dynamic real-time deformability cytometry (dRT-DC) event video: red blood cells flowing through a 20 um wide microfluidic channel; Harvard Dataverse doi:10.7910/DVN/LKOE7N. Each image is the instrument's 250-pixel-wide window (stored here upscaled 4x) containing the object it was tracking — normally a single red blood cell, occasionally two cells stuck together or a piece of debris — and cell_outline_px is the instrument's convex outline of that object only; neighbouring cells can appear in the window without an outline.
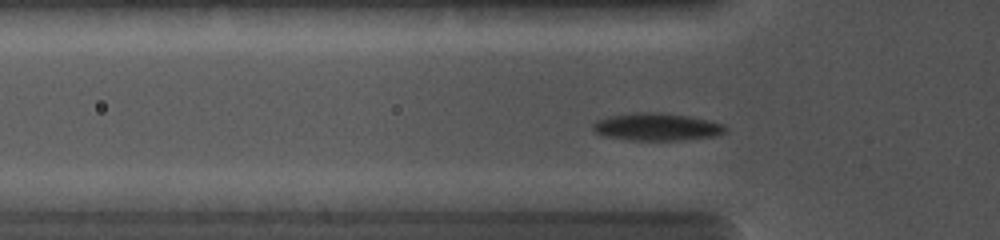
{"species": "common noctule bat (a hibernating species)", "species_latin": "Nyctalus noctula", "temperature_condition": "cold", "stored_images_in_passage": 29, "camera_frame_rate_fps": 5000, "um_per_image_px": 0.085, "animal": {"sex": "female", "body_mass_g": 19.0, "forearm_length_mm": 56.7}, "frame": {"image": 1, "passage_image": 8, "time_ms": 2.8, "image_size_px": [1000, 240], "cell_outline_px": [[728, 132], [716, 136], [680, 140], [628, 140], [604, 136], [596, 132], [592, 128], [592, 124], [596, 120], [608, 116], [636, 112], [656, 112], [692, 116], [724, 124], [728, 128]], "centroid_in_image_um": [55.85, 10.78], "position_along_channel_um": 69.9, "area_um2": 21.5}}
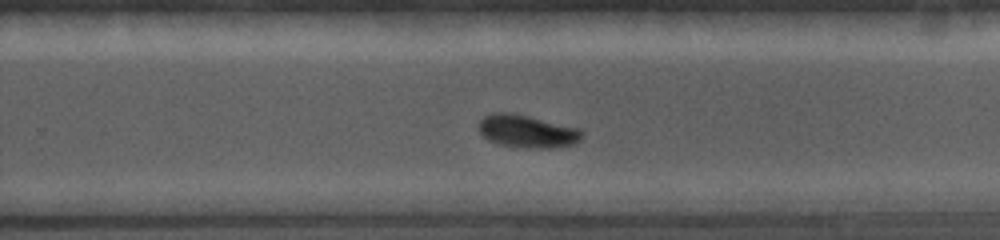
{"frame": {"image": 2, "passage_image": 20, "time_ms": 7.6, "image_size_px": [1000, 240], "cell_outline_px": [[584, 132], [580, 140], [576, 144], [556, 148], [528, 148], [500, 144], [488, 140], [476, 128], [480, 120], [484, 116], [496, 112], [512, 112], [580, 128]], "centroid_in_image_um": [44.83, 11.16], "position_along_channel_um": 285.0, "area_um2": 20.0}}
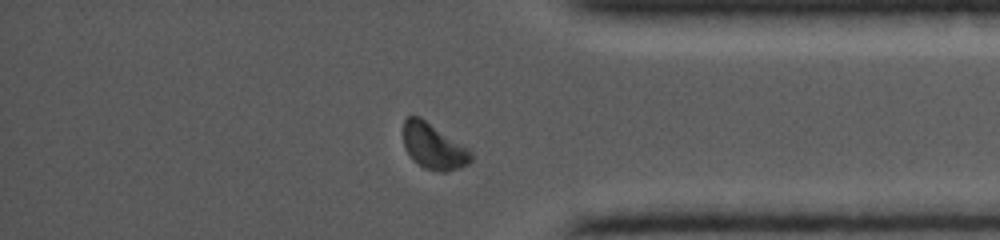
{"frame": {"image": 3, "passage_image": 26, "time_ms": 10.2, "image_size_px": [1000, 240], "cell_outline_px": [[472, 160], [468, 164], [460, 168], [444, 172], [440, 172], [424, 168], [412, 160], [404, 148], [404, 120], [408, 116], [420, 116], [472, 148]], "centroid_in_image_um": [36.9, 12.43], "position_along_channel_um": 398.3, "area_um2": 18.61}}